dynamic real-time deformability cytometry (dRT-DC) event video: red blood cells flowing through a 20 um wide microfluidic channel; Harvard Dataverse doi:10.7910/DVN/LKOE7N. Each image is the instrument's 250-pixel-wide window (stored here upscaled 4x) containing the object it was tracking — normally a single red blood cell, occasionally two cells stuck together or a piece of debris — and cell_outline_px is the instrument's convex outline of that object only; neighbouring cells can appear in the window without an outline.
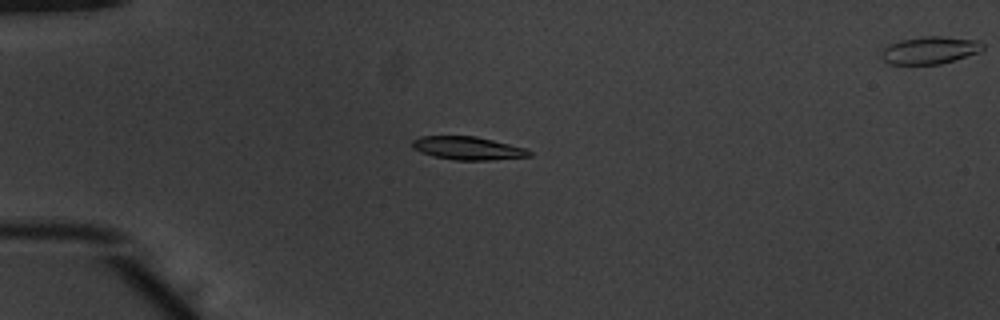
{"species": "common noctule bat (a hibernating species)", "species_latin": "Nyctalus noctula", "temperature_condition": "warm", "stored_images_in_passage": 52, "camera_frame_rate_fps": 3000, "um_per_image_px": 0.085, "animal": {"sex": "male", "body_mass_g": 20.1, "forearm_length_mm": 53.5}, "frame": {"image": 1, "passage_image": 14, "time_ms": 4.333, "image_size_px": [1000, 320], "cell_outline_px": [[532, 156], [488, 160], [456, 160], [432, 156], [420, 152], [412, 148], [412, 140], [420, 136], [476, 136], [528, 148], [532, 152]], "centroid_in_image_um": [39.77, 12.59], "position_along_channel_um": 45.2, "area_um2": 15.95}}
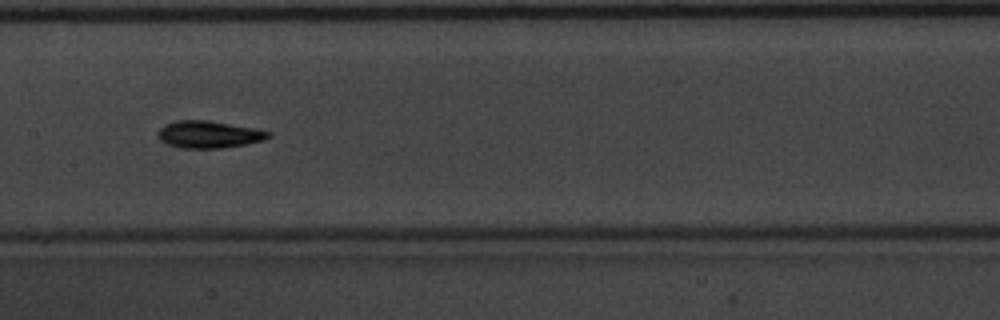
{"frame": {"image": 2, "passage_image": 27, "time_ms": 8.667, "image_size_px": [1000, 320], "cell_outline_px": [[272, 136], [264, 140], [244, 144], [220, 148], [180, 148], [168, 144], [160, 140], [156, 136], [156, 132], [164, 124], [176, 120], [208, 120], [256, 128], [272, 132]], "centroid_in_image_um": [17.73, 11.41], "position_along_channel_um": 189.7, "area_um2": 17.69}}
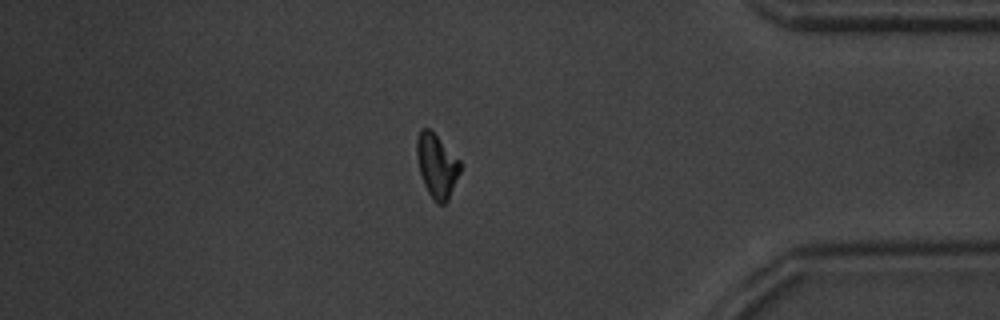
{"frame": {"image": 3, "passage_image": 45, "time_ms": 14.667, "image_size_px": [1000, 320], "cell_outline_px": [[460, 172], [448, 200], [444, 204], [436, 204], [428, 192], [424, 184], [420, 172], [416, 156], [416, 140], [420, 128], [428, 128], [460, 160]], "centroid_in_image_um": [37.11, 14.1], "position_along_channel_um": 398.1, "area_um2": 15.95}, "authors_computed_cell_mechanics": {"area_um2": 15.895, "velocity_mm_per_s": 3.9227, "shape_relaxation_time_tau1_ms": 3.0526, "shape_relaxation_time_tau2_ms": 5.3386, "deformation_change_tau1": 0.1331, "deformation_change_tau2": 0.104}}